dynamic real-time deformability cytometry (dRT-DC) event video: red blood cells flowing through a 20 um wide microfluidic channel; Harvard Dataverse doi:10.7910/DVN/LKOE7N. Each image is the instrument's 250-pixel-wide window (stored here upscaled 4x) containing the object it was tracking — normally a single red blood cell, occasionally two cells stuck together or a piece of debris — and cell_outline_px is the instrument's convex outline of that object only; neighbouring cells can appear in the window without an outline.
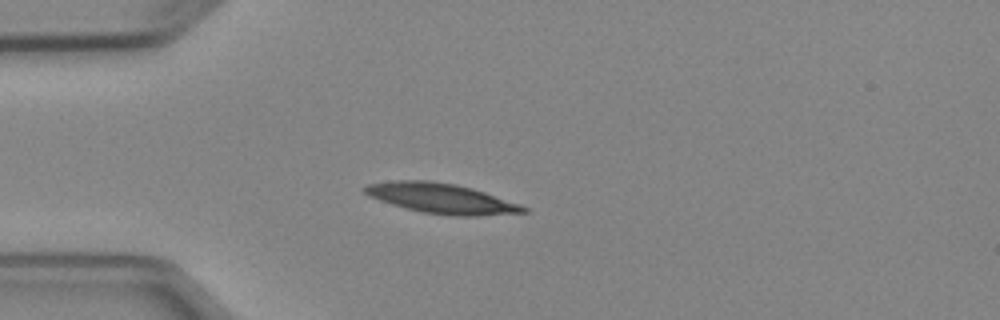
{"species": "Egyptian fruit bat (a non-hibernating species)", "species_latin": "Rousettus aegyptiacus", "temperature_condition": "cold", "stored_images_in_passage": 3, "camera_frame_rate_fps": 3000, "um_per_image_px": 0.085, "animal": {"sex": "female"}, "frame": {"image": 1, "passage_image": 1, "time_ms": 0.0, "image_size_px": [1000, 320], "cell_outline_px": [[528, 212], [480, 216], [452, 216], [424, 212], [392, 204], [368, 196], [364, 192], [364, 188], [368, 184], [396, 180], [428, 180], [456, 184], [472, 188], [520, 204], [528, 208]], "centroid_in_image_um": [37.55, 16.86], "position_along_channel_um": 47.5, "area_um2": 27.57}}
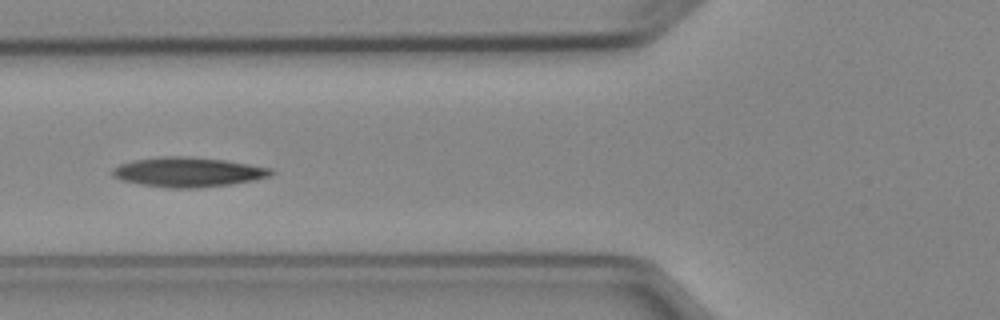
{"frame": {"image": 2, "passage_image": 3, "time_ms": 2.0, "image_size_px": [1000, 320], "cell_outline_px": [[276, 172], [272, 176], [256, 180], [232, 184], [196, 188], [164, 188], [140, 184], [120, 180], [112, 176], [112, 168], [120, 164], [132, 160], [164, 156], [188, 156], [224, 160], [272, 168]], "centroid_in_image_um": [16.0, 14.63], "position_along_channel_um": 109.8, "area_um2": 27.74}}